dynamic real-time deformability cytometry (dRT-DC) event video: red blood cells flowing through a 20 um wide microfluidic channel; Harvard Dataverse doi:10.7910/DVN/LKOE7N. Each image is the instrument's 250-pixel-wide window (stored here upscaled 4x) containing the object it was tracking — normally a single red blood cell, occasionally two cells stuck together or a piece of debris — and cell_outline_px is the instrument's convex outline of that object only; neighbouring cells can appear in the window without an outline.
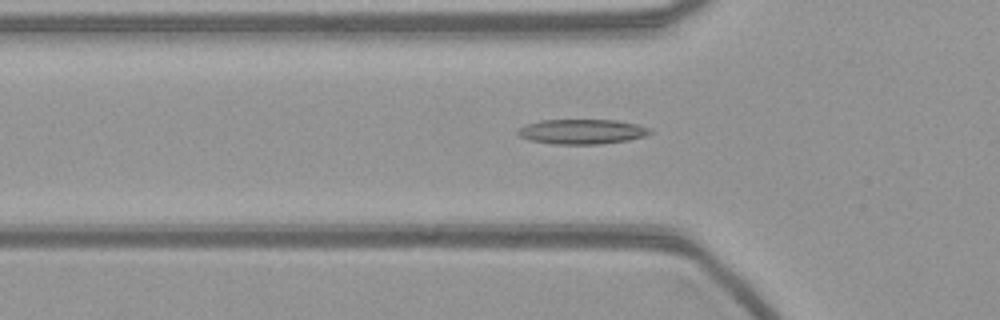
{"species": "common noctule bat (a hibernating species)", "species_latin": "Nyctalus noctula", "temperature_condition": "warm", "stored_images_in_passage": 41, "camera_frame_rate_fps": 3000, "um_per_image_px": 0.085, "animal": {"sex": "female", "body_mass_g": 21.9}, "frame": {"image": 1, "passage_image": 4, "time_ms": 1.0, "image_size_px": [1000, 320], "cell_outline_px": [[652, 132], [644, 136], [628, 140], [596, 144], [552, 144], [528, 140], [520, 136], [516, 132], [516, 128], [540, 120], [616, 120], [636, 124], [648, 128]], "centroid_in_image_um": [49.4, 11.19], "position_along_channel_um": 76.4, "area_um2": 19.07}}
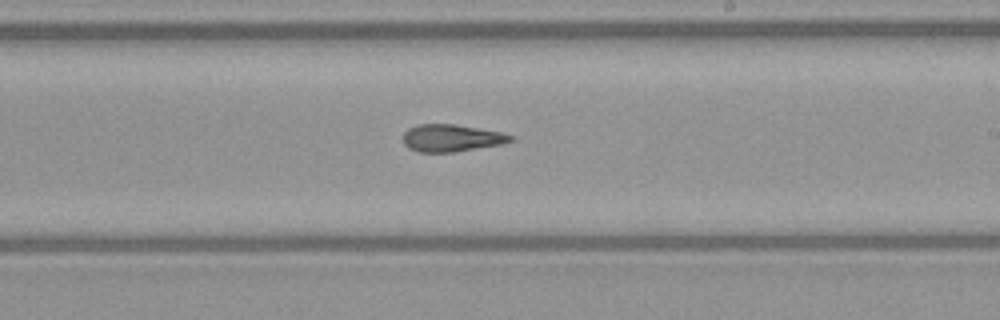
{"frame": {"image": 2, "passage_image": 18, "time_ms": 5.667, "image_size_px": [1000, 320], "cell_outline_px": [[512, 140], [500, 144], [452, 152], [420, 152], [408, 148], [404, 144], [404, 132], [408, 128], [420, 124], [456, 124], [500, 132], [512, 136]], "centroid_in_image_um": [38.32, 11.72], "position_along_channel_um": 250.7, "area_um2": 16.76}}
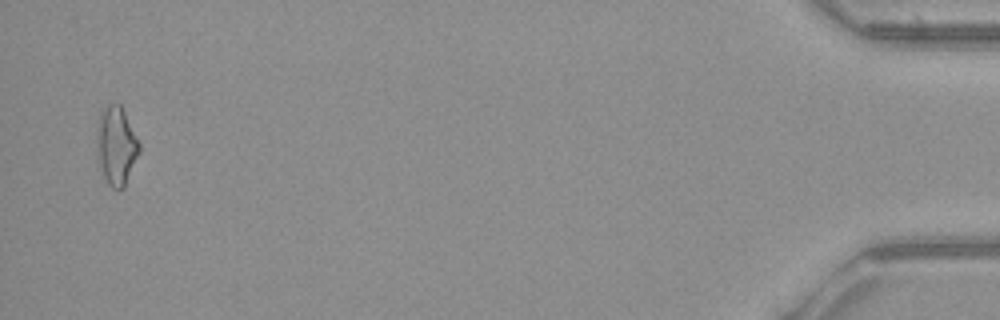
{"frame": {"image": 3, "passage_image": 40, "time_ms": 13.0, "image_size_px": [1000, 320], "cell_outline_px": [[140, 152], [124, 188], [112, 188], [108, 184], [104, 176], [96, 156], [96, 128], [100, 112], [108, 104], [120, 104], [140, 144]], "centroid_in_image_um": [9.86, 12.39], "position_along_channel_um": 425.3, "area_um2": 19.48}}